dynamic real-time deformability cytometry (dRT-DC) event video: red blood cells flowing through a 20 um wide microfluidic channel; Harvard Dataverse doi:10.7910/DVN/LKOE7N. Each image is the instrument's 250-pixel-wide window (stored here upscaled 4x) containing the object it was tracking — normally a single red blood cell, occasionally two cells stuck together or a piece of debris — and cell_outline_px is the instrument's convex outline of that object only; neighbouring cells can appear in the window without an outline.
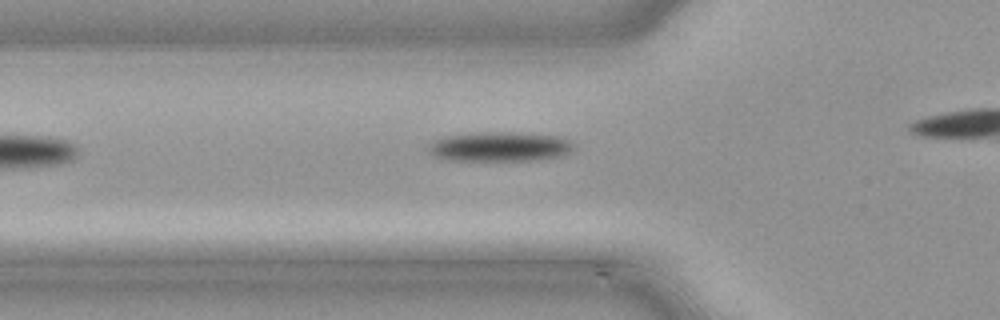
{"species": "common noctule bat (a hibernating species)", "species_latin": "Nyctalus noctula", "temperature_condition": "cold", "stored_images_in_passage": 26, "camera_frame_rate_fps": 3000, "um_per_image_px": 0.085, "animal": {"sex": "male", "body_mass_g": 21.5, "forearm_length_mm": 52.0}, "frame": {"image": 1, "passage_image": 3, "time_ms": 0.667, "image_size_px": [1000, 320], "cell_outline_px": [[572, 148], [560, 156], [532, 160], [456, 160], [436, 156], [428, 152], [428, 148], [432, 140], [444, 136], [468, 132], [516, 132], [556, 136], [568, 140], [572, 144]], "centroid_in_image_um": [42.4, 12.44], "position_along_channel_um": 83.4, "area_um2": 24.8}}
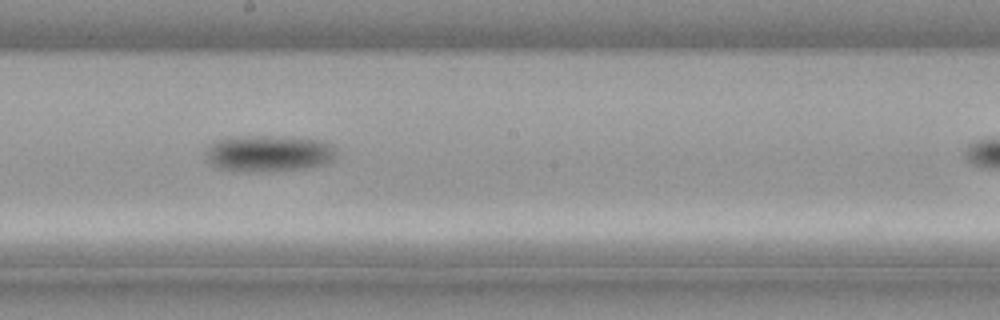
{"frame": {"image": 2, "passage_image": 13, "time_ms": 4.0, "image_size_px": [1000, 320], "cell_outline_px": [[336, 152], [332, 160], [324, 164], [304, 168], [224, 168], [212, 164], [208, 160], [208, 144], [212, 140], [224, 136], [288, 136], [324, 140], [332, 144]], "centroid_in_image_um": [22.88, 12.93], "position_along_channel_um": 225.3, "area_um2": 26.7}}
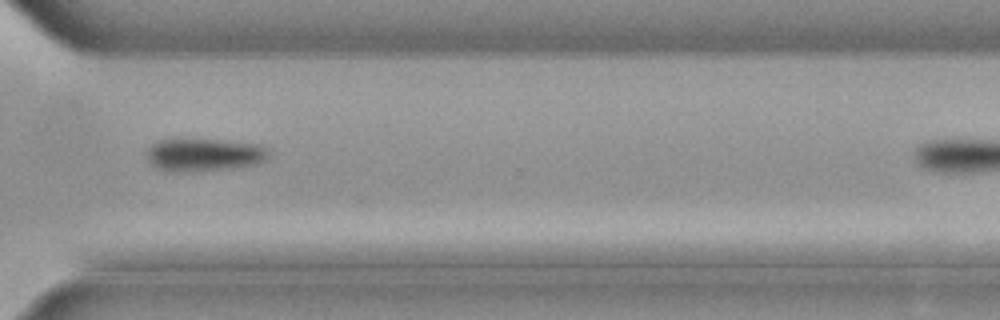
{"frame": {"image": 3, "passage_image": 22, "time_ms": 7.0, "image_size_px": [1000, 320], "cell_outline_px": [[272, 156], [268, 160], [260, 164], [228, 168], [160, 168], [152, 164], [148, 160], [148, 148], [156, 140], [172, 136], [200, 136], [264, 144], [272, 148]], "centroid_in_image_um": [17.52, 13.0], "position_along_channel_um": 353.1, "area_um2": 24.16}}